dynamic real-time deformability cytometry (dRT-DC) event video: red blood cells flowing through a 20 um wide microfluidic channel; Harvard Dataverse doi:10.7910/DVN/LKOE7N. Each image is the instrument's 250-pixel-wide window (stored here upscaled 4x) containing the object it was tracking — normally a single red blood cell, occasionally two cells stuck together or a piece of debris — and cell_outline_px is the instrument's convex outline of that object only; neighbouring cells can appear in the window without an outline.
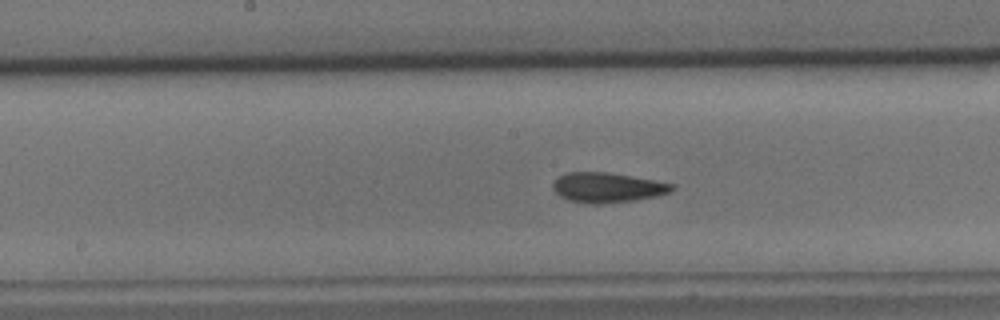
{"species": "common noctule bat (a hibernating species)", "species_latin": "Nyctalus noctula", "temperature_condition": "cold", "stored_images_in_passage": 31, "camera_frame_rate_fps": 3000, "um_per_image_px": 0.085, "animal": {"sex": "male", "body_mass_g": 15.6}, "frame": {"image": 1, "passage_image": 15, "time_ms": 4.667, "image_size_px": [1000, 320], "cell_outline_px": [[676, 188], [668, 192], [656, 196], [632, 200], [600, 204], [592, 204], [568, 200], [560, 196], [552, 188], [552, 184], [560, 176], [568, 172], [604, 172], [656, 180], [676, 184]], "centroid_in_image_um": [51.64, 15.94], "position_along_channel_um": 196.6, "area_um2": 20.58}}
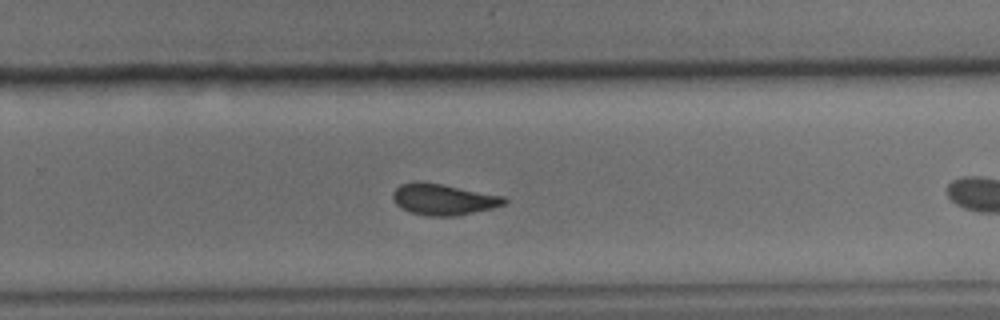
{"frame": {"image": 2, "passage_image": 23, "time_ms": 7.333, "image_size_px": [1000, 320], "cell_outline_px": [[508, 200], [504, 204], [492, 208], [456, 216], [428, 216], [408, 212], [400, 208], [396, 204], [392, 196], [392, 192], [400, 184], [412, 180], [424, 180], [504, 196]], "centroid_in_image_um": [37.63, 16.92], "position_along_channel_um": 292.2, "area_um2": 20.69}}
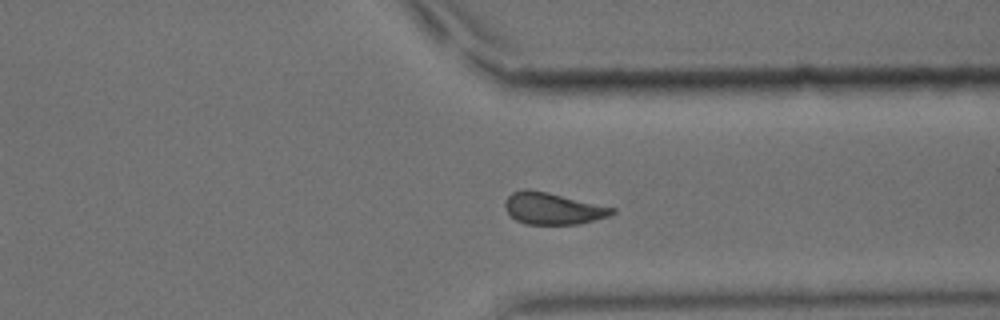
{"frame": {"image": 3, "passage_image": 29, "time_ms": 9.333, "image_size_px": [1000, 320], "cell_outline_px": [[616, 212], [608, 216], [576, 224], [524, 224], [516, 220], [504, 208], [504, 200], [512, 192], [524, 188], [528, 188], [548, 192], [616, 208]], "centroid_in_image_um": [46.95, 17.7], "position_along_channel_um": 364.5, "area_um2": 19.83}}